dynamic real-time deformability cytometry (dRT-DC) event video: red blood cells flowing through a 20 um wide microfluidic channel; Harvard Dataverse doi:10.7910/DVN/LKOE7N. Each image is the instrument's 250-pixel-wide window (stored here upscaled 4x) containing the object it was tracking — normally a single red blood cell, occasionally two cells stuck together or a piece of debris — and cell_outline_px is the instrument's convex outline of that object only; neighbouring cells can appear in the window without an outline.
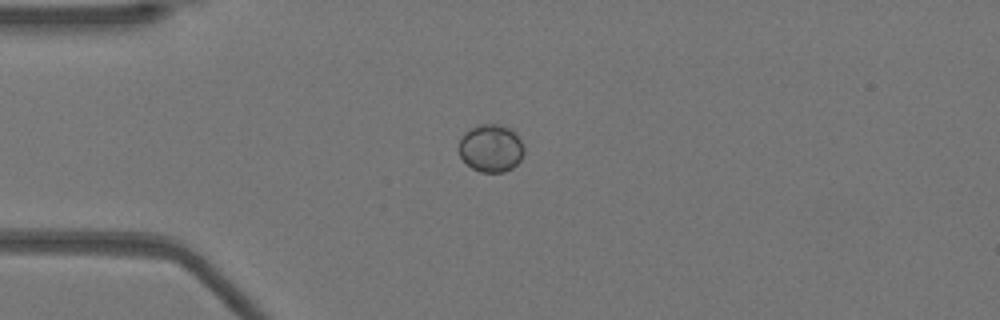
{"species": "Egyptian fruit bat (a non-hibernating species)", "species_latin": "Rousettus aegyptiacus", "temperature_condition": "warm", "stored_images_in_passage": 47, "camera_frame_rate_fps": 3000, "um_per_image_px": 0.085, "animal": {"sex": "female"}, "frame": {"image": 1, "passage_image": 9, "time_ms": 2.667, "image_size_px": [1000, 320], "cell_outline_px": [[524, 152], [520, 160], [512, 168], [504, 172], [480, 172], [472, 168], [460, 156], [460, 140], [464, 132], [480, 124], [500, 124], [516, 132], [524, 148]], "centroid_in_image_um": [41.74, 12.59], "position_along_channel_um": 43.3, "area_um2": 17.98}}
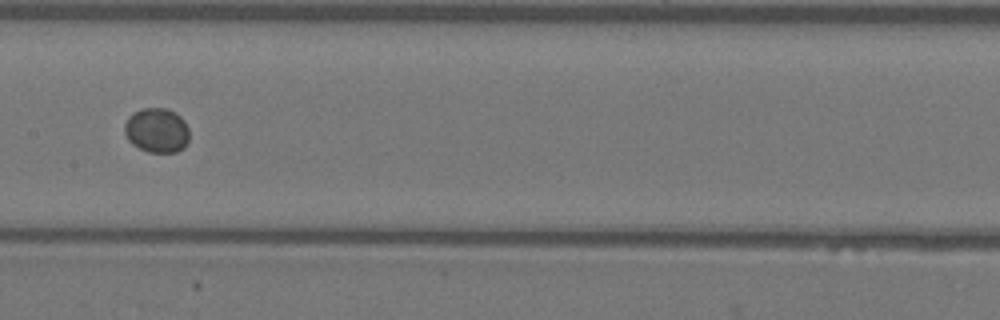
{"frame": {"image": 2, "passage_image": 22, "time_ms": 7.0, "image_size_px": [1000, 320], "cell_outline_px": [[188, 140], [184, 148], [176, 152], [148, 152], [132, 144], [128, 140], [124, 132], [124, 124], [128, 116], [132, 112], [140, 108], [168, 108], [180, 116], [184, 120], [188, 128]], "centroid_in_image_um": [13.31, 11.06], "position_along_channel_um": 194.1, "area_um2": 17.05}}
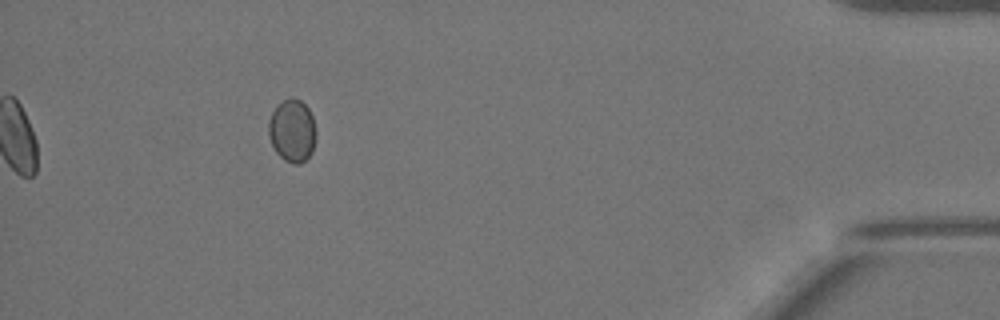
{"frame": {"image": 3, "passage_image": 43, "time_ms": 14.0, "image_size_px": [1000, 320], "cell_outline_px": [[316, 136], [312, 152], [300, 164], [292, 164], [284, 160], [276, 152], [272, 144], [268, 132], [268, 120], [276, 104], [288, 96], [292, 96], [300, 100], [308, 108], [312, 116], [316, 128]], "centroid_in_image_um": [24.83, 11.07], "position_along_channel_um": 410.4, "area_um2": 17.63}}